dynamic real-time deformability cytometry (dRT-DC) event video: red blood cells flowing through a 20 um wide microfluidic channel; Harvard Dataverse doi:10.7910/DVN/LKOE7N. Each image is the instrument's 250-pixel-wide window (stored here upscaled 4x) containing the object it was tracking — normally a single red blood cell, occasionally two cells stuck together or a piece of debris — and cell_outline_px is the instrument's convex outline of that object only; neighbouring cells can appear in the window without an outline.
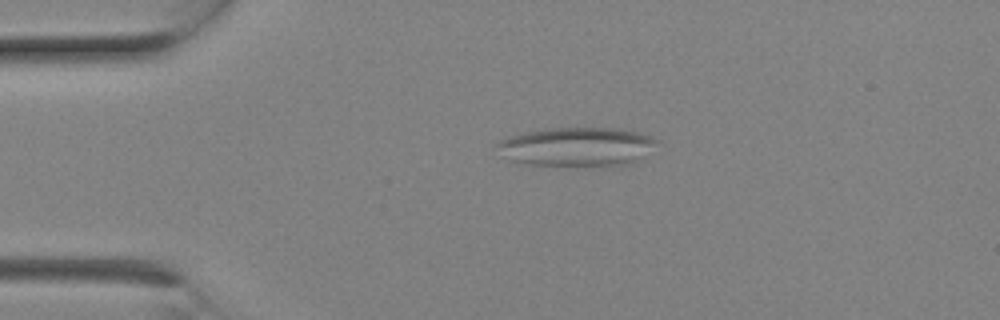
{"species": "Egyptian fruit bat (a non-hibernating species)", "species_latin": "Rousettus aegyptiacus", "temperature_condition": "room temperature", "stored_images_in_passage": 4, "camera_frame_rate_fps": 3000, "um_per_image_px": 0.085, "animal": {"sex": "female"}, "frame": {"image": 1, "passage_image": 1, "time_ms": 0.0, "image_size_px": [1000, 320], "cell_outline_px": [[660, 140], [656, 144], [632, 164], [612, 168], [584, 168], [528, 164], [508, 160], [496, 144], [500, 140], [508, 136], [548, 128], [620, 128], [652, 136]], "centroid_in_image_um": [49.09, 12.52], "position_along_channel_um": 35.9, "area_um2": 37.22}}